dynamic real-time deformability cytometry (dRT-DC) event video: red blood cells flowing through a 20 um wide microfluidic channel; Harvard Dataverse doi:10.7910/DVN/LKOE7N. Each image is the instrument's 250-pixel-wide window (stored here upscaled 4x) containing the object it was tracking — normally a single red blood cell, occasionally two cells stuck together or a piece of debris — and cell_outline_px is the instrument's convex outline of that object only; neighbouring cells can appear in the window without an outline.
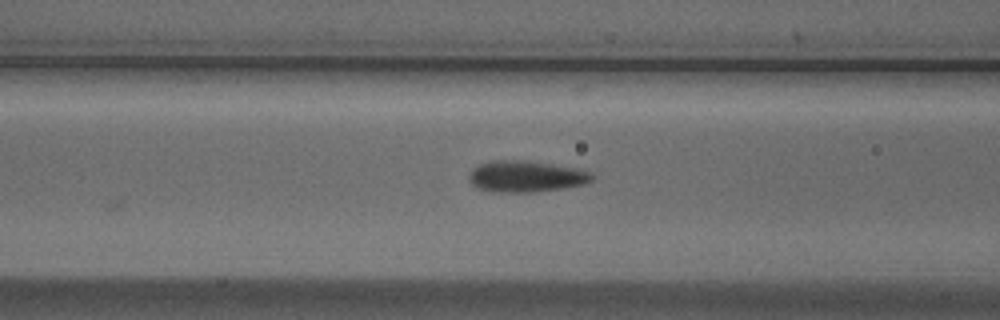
{"species": "Egyptian fruit bat (a non-hibernating species)", "species_latin": "Rousettus aegyptiacus", "temperature_condition": "cold", "stored_images_in_passage": 4, "camera_frame_rate_fps": 3000, "um_per_image_px": 0.085, "animal": {"sex": "male"}, "frame": {"image": 1, "passage_image": 3, "time_ms": 0.667, "image_size_px": [1000, 320], "cell_outline_px": [[596, 176], [592, 180], [584, 184], [536, 192], [492, 192], [476, 188], [468, 180], [468, 176], [472, 168], [480, 164], [492, 160], [524, 160], [580, 168]], "centroid_in_image_um": [44.68, 14.99], "position_along_channel_um": 121.9, "area_um2": 22.66}}
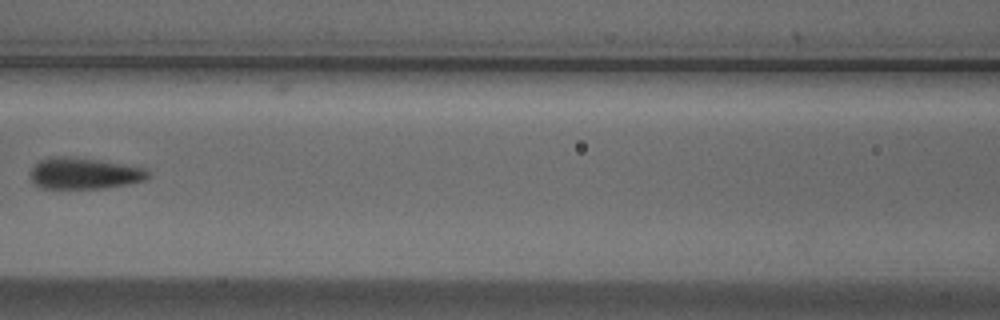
{"frame": {"image": 2, "passage_image": 4, "time_ms": 1.0, "image_size_px": [1000, 320], "cell_outline_px": [[152, 176], [144, 180], [128, 184], [104, 188], [40, 188], [28, 176], [28, 172], [40, 160], [52, 156], [68, 156], [96, 160], [144, 168]], "centroid_in_image_um": [7.11, 14.74], "position_along_channel_um": 159.5, "area_um2": 21.39}}